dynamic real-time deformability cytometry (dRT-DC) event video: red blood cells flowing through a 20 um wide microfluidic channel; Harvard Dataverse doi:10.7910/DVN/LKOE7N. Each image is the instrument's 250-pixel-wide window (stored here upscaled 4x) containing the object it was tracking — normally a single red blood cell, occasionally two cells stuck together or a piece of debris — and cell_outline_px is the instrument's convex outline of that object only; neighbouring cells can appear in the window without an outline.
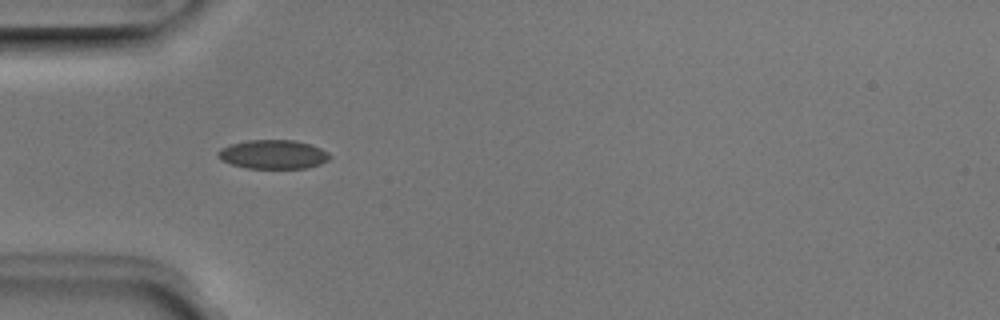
{"species": "Egyptian fruit bat (a non-hibernating species)", "species_latin": "Rousettus aegyptiacus", "temperature_condition": "room temperature", "stored_images_in_passage": 19, "camera_frame_rate_fps": 3000, "um_per_image_px": 0.085, "animal": {"sex": "male"}, "frame": {"image": 1, "passage_image": 4, "time_ms": 1.0, "image_size_px": [1000, 320], "cell_outline_px": [[332, 156], [328, 160], [320, 164], [304, 168], [248, 168], [232, 164], [220, 160], [216, 152], [220, 148], [232, 144], [248, 140], [296, 140], [312, 144], [328, 152]], "centroid_in_image_um": [23.23, 13.11], "position_along_channel_um": 61.8, "area_um2": 18.9}}
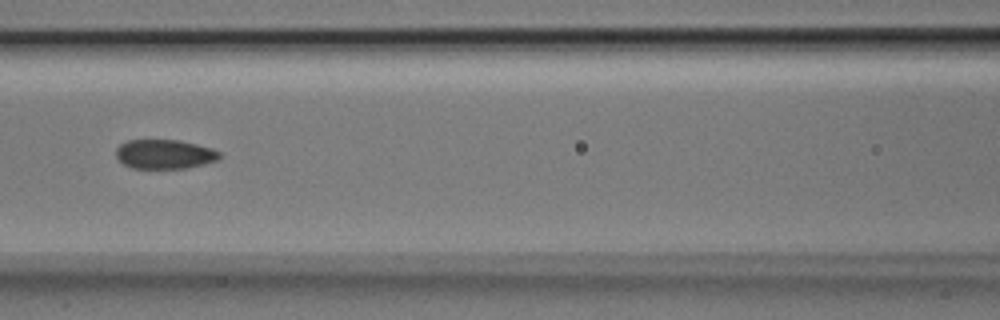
{"frame": {"image": 2, "passage_image": 11, "time_ms": 3.333, "image_size_px": [1000, 320], "cell_outline_px": [[224, 156], [216, 160], [204, 164], [188, 168], [132, 168], [124, 164], [116, 156], [116, 148], [120, 144], [128, 140], [180, 140], [212, 148], [220, 152]], "centroid_in_image_um": [14.02, 13.1], "position_along_channel_um": 152.6, "area_um2": 17.74}}
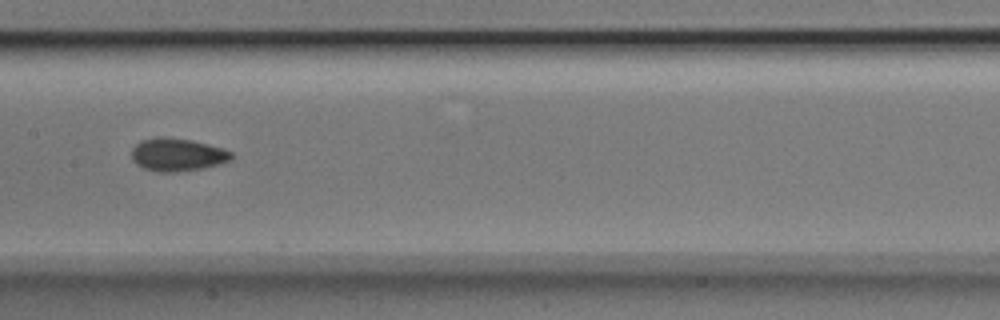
{"frame": {"image": 3, "passage_image": 14, "time_ms": 4.333, "image_size_px": [1000, 320], "cell_outline_px": [[232, 156], [228, 160], [216, 164], [200, 168], [172, 172], [156, 172], [144, 168], [136, 164], [132, 160], [132, 148], [140, 140], [156, 136], [164, 136], [192, 140], [224, 148], [232, 152]], "centroid_in_image_um": [15.01, 13.12], "position_along_channel_um": 192.4, "area_um2": 19.07}}